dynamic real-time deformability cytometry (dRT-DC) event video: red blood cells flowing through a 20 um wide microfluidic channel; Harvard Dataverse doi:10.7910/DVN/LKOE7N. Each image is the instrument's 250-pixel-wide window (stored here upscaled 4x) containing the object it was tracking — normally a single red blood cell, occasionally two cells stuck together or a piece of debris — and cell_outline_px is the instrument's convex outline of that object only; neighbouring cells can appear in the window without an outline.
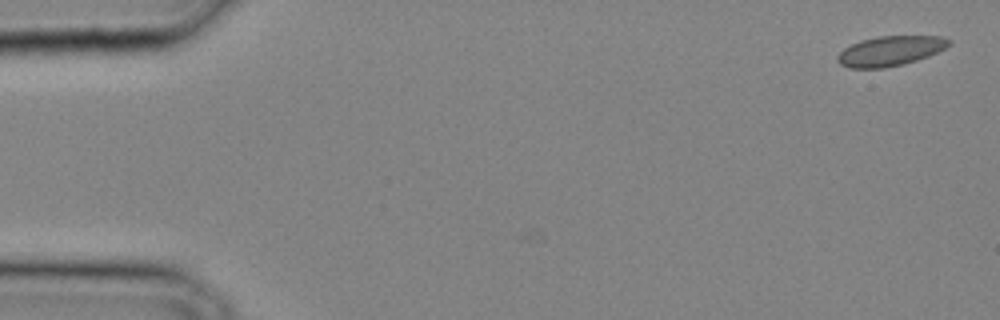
{"species": "common noctule bat (a hibernating species)", "species_latin": "Nyctalus noctula", "temperature_condition": "cold", "stored_images_in_passage": 25, "camera_frame_rate_fps": 3000, "um_per_image_px": 0.085, "animal": {"sex": "male", "body_mass_g": 20.4}, "frame": {"image": 1, "passage_image": 1, "time_ms": 0.0, "image_size_px": [1000, 320], "cell_outline_px": [[952, 44], [928, 56], [904, 64], [884, 68], [848, 68], [840, 64], [836, 60], [836, 56], [844, 48], [860, 40], [880, 36], [944, 36], [952, 40]], "centroid_in_image_um": [75.66, 4.33], "position_along_channel_um": 9.3, "area_um2": 19.48}}